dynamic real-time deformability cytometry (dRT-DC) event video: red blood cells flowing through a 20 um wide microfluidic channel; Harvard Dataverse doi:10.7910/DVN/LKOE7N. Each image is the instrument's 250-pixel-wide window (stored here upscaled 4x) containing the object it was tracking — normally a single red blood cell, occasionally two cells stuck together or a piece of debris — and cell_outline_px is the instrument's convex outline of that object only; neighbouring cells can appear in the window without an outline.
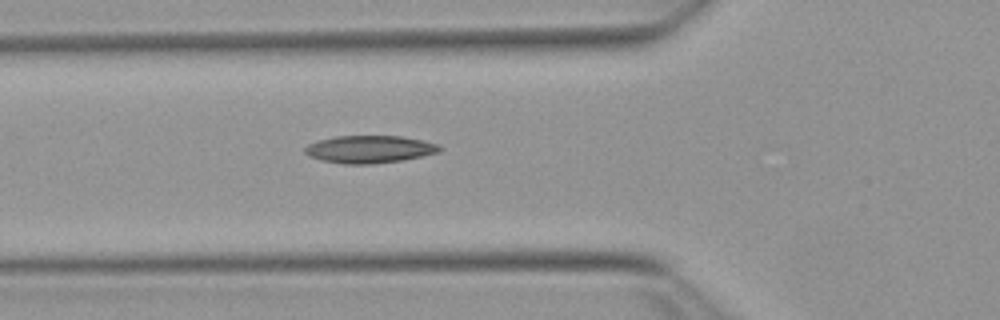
{"species": "Egyptian fruit bat (a non-hibernating species)", "species_latin": "Rousettus aegyptiacus", "temperature_condition": "warm", "stored_images_in_passage": 14, "camera_frame_rate_fps": 3000, "um_per_image_px": 0.085, "animal": {"sex": "female"}, "frame": {"image": 1, "passage_image": 3, "time_ms": 0.667, "image_size_px": [1000, 320], "cell_outline_px": [[440, 152], [404, 160], [372, 164], [344, 164], [320, 160], [308, 156], [304, 152], [304, 148], [308, 144], [320, 140], [336, 136], [400, 136], [440, 144]], "centroid_in_image_um": [31.39, 12.69], "position_along_channel_um": 94.4, "area_um2": 21.62}}